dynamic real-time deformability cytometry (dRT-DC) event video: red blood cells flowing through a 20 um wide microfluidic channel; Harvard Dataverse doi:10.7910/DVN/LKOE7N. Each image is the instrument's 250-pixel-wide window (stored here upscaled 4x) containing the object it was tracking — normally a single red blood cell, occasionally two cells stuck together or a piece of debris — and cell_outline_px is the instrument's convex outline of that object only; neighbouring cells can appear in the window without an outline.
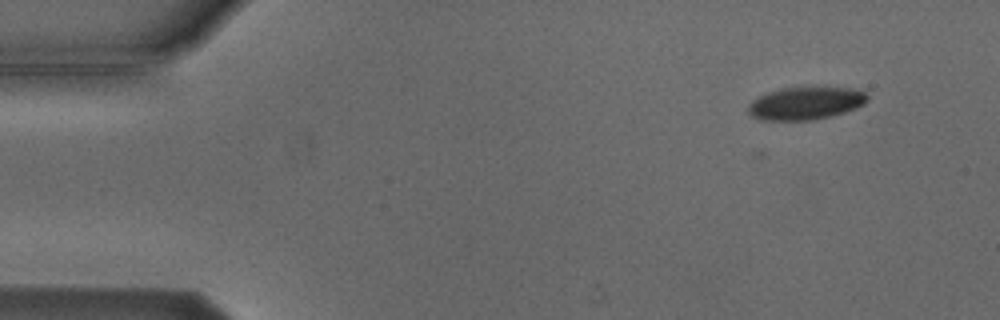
{"species": "Egyptian fruit bat (a non-hibernating species)", "species_latin": "Rousettus aegyptiacus", "temperature_condition": "cold", "stored_images_in_passage": 5, "camera_frame_rate_fps": 3000, "um_per_image_px": 0.085, "animal": {"sex": "male"}, "frame": {"image": 1, "passage_image": 2, "time_ms": 1.333, "image_size_px": [1000, 320], "cell_outline_px": [[868, 100], [864, 104], [856, 108], [844, 112], [812, 120], [760, 120], [752, 116], [748, 112], [748, 104], [752, 100], [768, 92], [780, 88], [848, 88], [864, 92], [868, 96]], "centroid_in_image_um": [68.44, 8.79], "position_along_channel_um": 16.6, "area_um2": 22.43}}
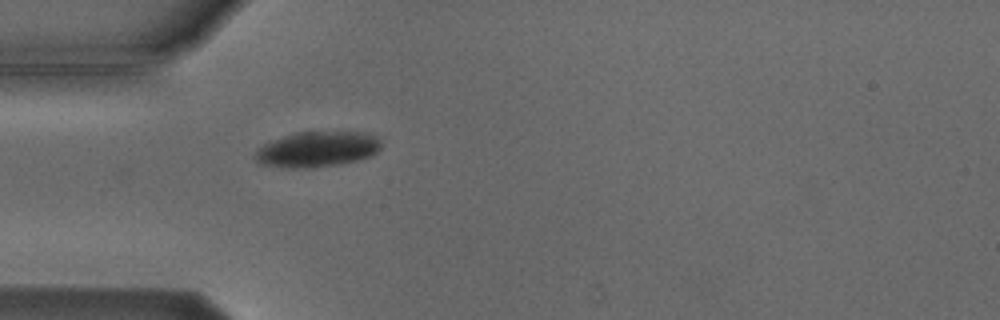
{"frame": {"image": 2, "passage_image": 5, "time_ms": 5.0, "image_size_px": [1000, 320], "cell_outline_px": [[380, 148], [372, 156], [340, 164], [316, 168], [280, 168], [260, 164], [252, 156], [256, 148], [272, 140], [296, 132], [368, 132], [376, 136], [380, 140]], "centroid_in_image_um": [26.92, 12.7], "position_along_channel_um": 58.1, "area_um2": 26.47}}